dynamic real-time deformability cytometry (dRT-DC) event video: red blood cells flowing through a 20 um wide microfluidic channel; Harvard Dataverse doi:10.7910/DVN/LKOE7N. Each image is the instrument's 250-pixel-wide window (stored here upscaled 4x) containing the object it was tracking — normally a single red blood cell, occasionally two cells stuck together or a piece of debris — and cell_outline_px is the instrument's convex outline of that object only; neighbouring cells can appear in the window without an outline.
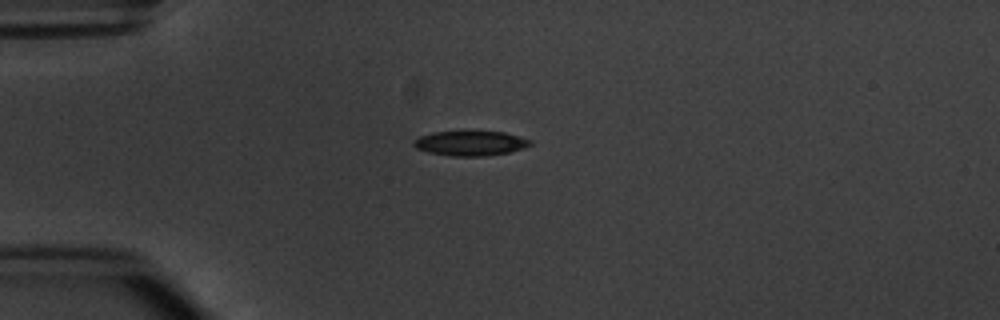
{"species": "common noctule bat (a hibernating species)", "species_latin": "Nyctalus noctula", "temperature_condition": "warm", "stored_images_in_passage": 2, "camera_frame_rate_fps": 3000, "um_per_image_px": 0.085, "animal": {"sex": "male", "body_mass_g": 20.1, "forearm_length_mm": 53.5}, "frame": {"image": 1, "passage_image": 1, "time_ms": 0.0, "image_size_px": [1000, 320], "cell_outline_px": [[532, 144], [524, 148], [508, 152], [484, 156], [452, 156], [428, 152], [416, 148], [412, 144], [412, 140], [420, 136], [432, 132], [504, 132], [532, 140]], "centroid_in_image_um": [39.96, 12.18], "position_along_channel_um": 45.0, "area_um2": 16.7}}